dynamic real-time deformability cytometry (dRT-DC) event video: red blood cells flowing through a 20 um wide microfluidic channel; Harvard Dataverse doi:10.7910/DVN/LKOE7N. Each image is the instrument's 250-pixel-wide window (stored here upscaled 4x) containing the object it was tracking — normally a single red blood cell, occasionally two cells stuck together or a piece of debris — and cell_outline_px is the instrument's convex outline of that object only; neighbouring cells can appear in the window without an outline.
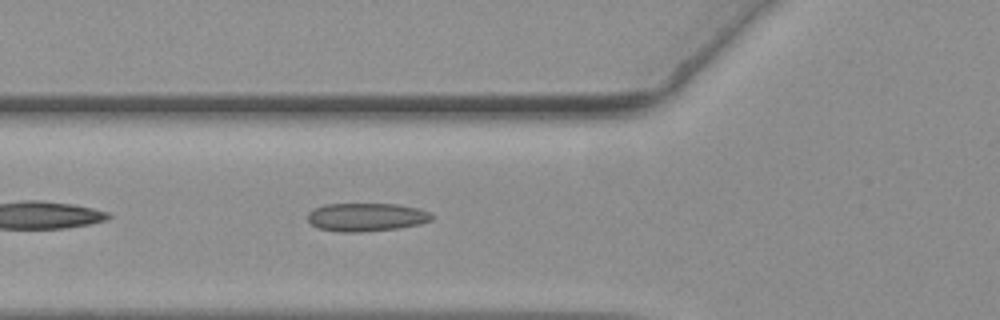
{"species": "common noctule bat (a hibernating species)", "species_latin": "Nyctalus noctula", "temperature_condition": "warm", "stored_images_in_passage": 41, "camera_frame_rate_fps": 3000, "um_per_image_px": 0.085, "animal": {"sex": "female", "body_mass_g": 19.3, "forearm_length_mm": 54.1}, "frame": {"image": 1, "passage_image": 5, "time_ms": 1.333, "image_size_px": [1000, 320], "cell_outline_px": [[432, 220], [420, 224], [400, 228], [360, 232], [340, 232], [320, 228], [312, 224], [308, 220], [308, 212], [324, 204], [400, 204], [420, 208], [428, 212], [432, 216]], "centroid_in_image_um": [31.17, 18.45], "position_along_channel_um": 94.6, "area_um2": 20.46}}
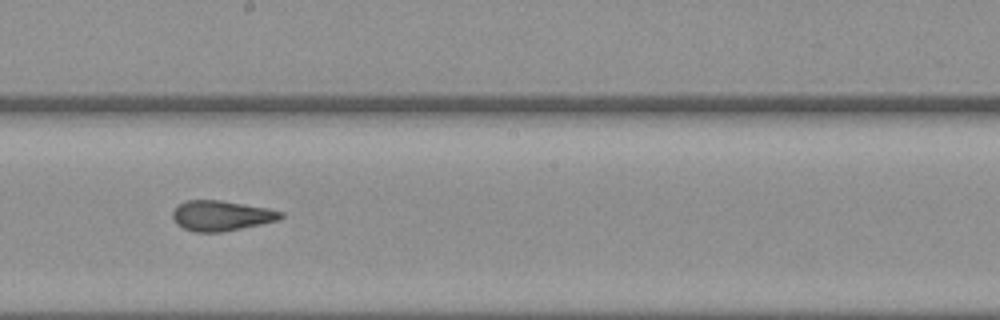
{"frame": {"image": 2, "passage_image": 16, "time_ms": 5.0, "image_size_px": [1000, 320], "cell_outline_px": [[284, 216], [280, 220], [224, 232], [196, 232], [184, 228], [176, 224], [172, 216], [172, 212], [184, 200], [220, 200], [268, 208], [284, 212]], "centroid_in_image_um": [18.84, 18.33], "position_along_channel_um": 229.4, "area_um2": 19.13}}
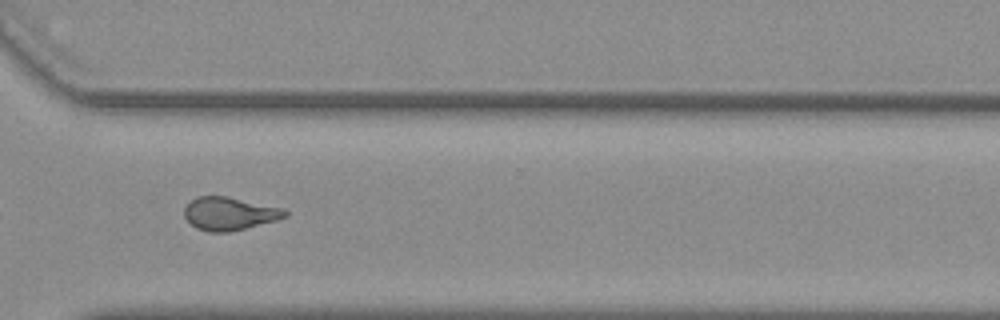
{"frame": {"image": 3, "passage_image": 26, "time_ms": 8.333, "image_size_px": [1000, 320], "cell_outline_px": [[288, 216], [276, 220], [228, 232], [208, 232], [196, 228], [184, 216], [184, 208], [196, 196], [228, 196], [280, 208], [288, 212]], "centroid_in_image_um": [19.47, 18.15], "position_along_channel_um": 351.1, "area_um2": 19.13}, "authors_computed_cell_mechanics": {"area_um2": 19.4786, "velocity_mm_per_s": 3.6554, "shape_relaxation_time_tau1_ms": null, "shape_relaxation_time_tau2_ms": 1.322, "deformation_change_tau1": null, "deformation_change_tau2": 0.0805}}